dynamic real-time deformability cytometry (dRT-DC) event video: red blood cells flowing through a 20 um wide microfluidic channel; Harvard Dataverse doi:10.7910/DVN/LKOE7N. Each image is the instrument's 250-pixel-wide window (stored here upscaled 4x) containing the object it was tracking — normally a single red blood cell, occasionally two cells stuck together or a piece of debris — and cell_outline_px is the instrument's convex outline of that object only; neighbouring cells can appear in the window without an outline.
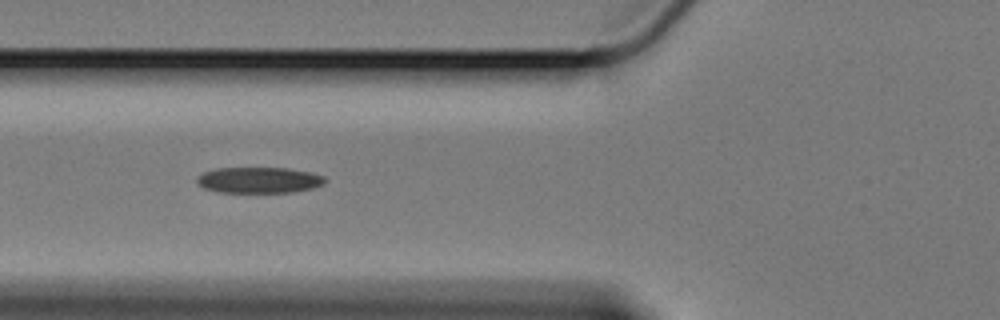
{"species": "Egyptian fruit bat (a non-hibernating species)", "species_latin": "Rousettus aegyptiacus", "temperature_condition": "cold", "stored_images_in_passage": 12, "camera_frame_rate_fps": 3000, "um_per_image_px": 0.085, "animal": {"sex": "female"}, "frame": {"image": 1, "passage_image": 6, "time_ms": 1.667, "image_size_px": [1000, 320], "cell_outline_px": [[328, 180], [324, 184], [312, 188], [292, 192], [220, 192], [204, 188], [196, 184], [196, 176], [204, 172], [216, 168], [288, 168], [312, 172], [324, 176]], "centroid_in_image_um": [22.02, 15.3], "position_along_channel_um": 103.8, "area_um2": 19.54}}
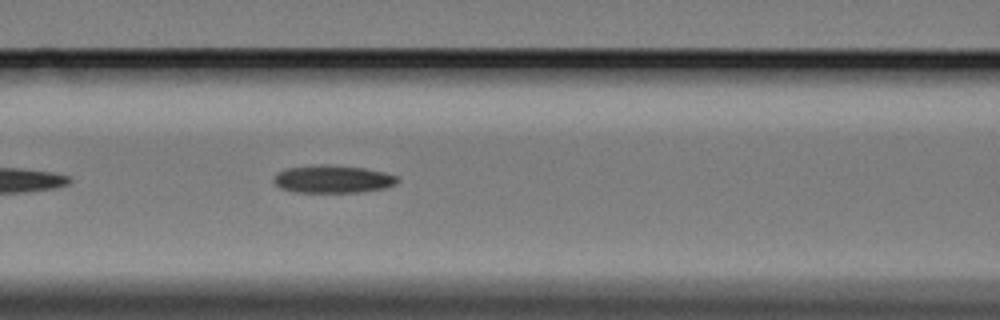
{"frame": {"image": 2, "passage_image": 9, "time_ms": 2.667, "image_size_px": [1000, 320], "cell_outline_px": [[400, 180], [396, 184], [384, 188], [356, 192], [296, 192], [280, 188], [272, 180], [276, 172], [288, 168], [312, 164], [328, 164], [364, 168], [384, 172], [396, 176]], "centroid_in_image_um": [28.25, 15.21], "position_along_channel_um": 138.3, "area_um2": 20.11}}